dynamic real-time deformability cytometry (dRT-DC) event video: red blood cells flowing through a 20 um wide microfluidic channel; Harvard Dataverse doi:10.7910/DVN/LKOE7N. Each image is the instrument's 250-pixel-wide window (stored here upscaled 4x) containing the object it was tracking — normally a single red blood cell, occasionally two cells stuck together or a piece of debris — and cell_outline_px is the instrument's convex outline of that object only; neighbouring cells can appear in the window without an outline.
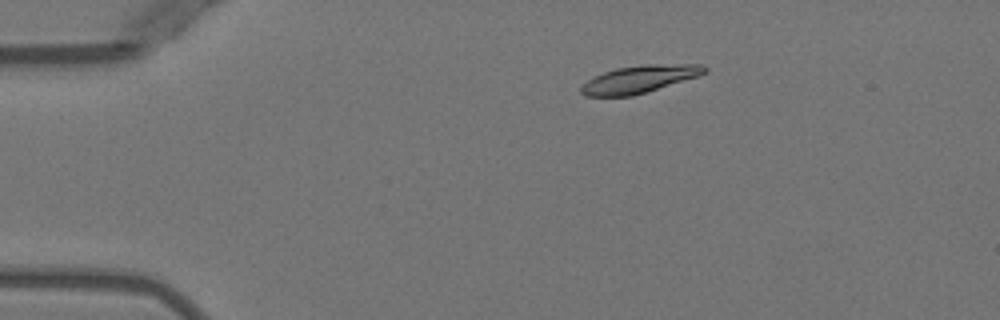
{"species": "Egyptian fruit bat (a non-hibernating species)", "species_latin": "Rousettus aegyptiacus", "temperature_condition": "warm", "stored_images_in_passage": 5, "camera_frame_rate_fps": 3000, "um_per_image_px": 0.085, "animal": {"sex": "female"}, "frame": {"image": 1, "passage_image": 2, "time_ms": 2.0, "image_size_px": [1000, 320], "cell_outline_px": [[708, 68], [704, 72], [696, 76], [632, 96], [584, 96], [580, 92], [580, 88], [588, 80], [604, 72], [616, 68], [644, 64], [704, 64]], "centroid_in_image_um": [54.32, 6.72], "position_along_channel_um": 30.7, "area_um2": 19.36}}
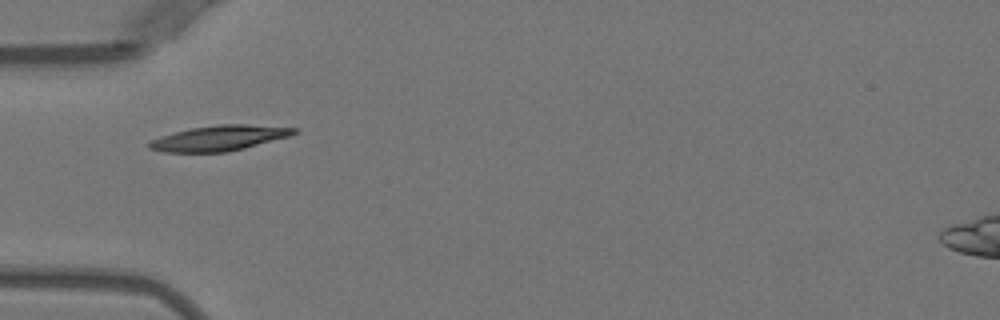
{"frame": {"image": 2, "passage_image": 4, "time_ms": 4.333, "image_size_px": [1000, 320], "cell_outline_px": [[300, 132], [288, 136], [244, 148], [228, 152], [164, 152], [148, 148], [148, 144], [152, 140], [160, 136], [192, 128], [216, 124], [244, 124], [300, 128]], "centroid_in_image_um": [18.66, 11.73], "position_along_channel_um": 66.3, "area_um2": 21.21}}
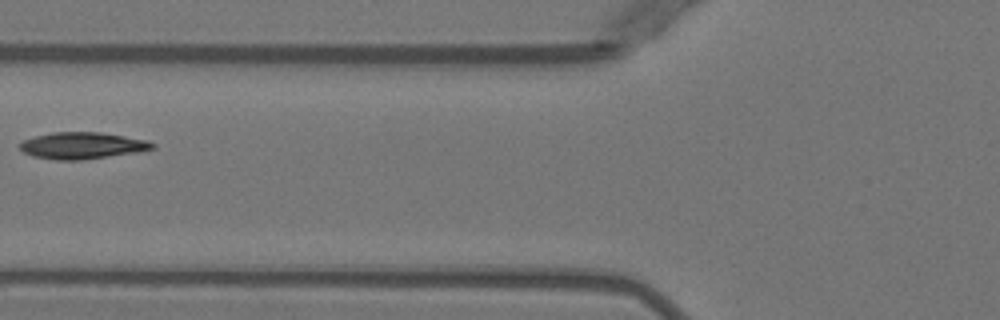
{"frame": {"image": 3, "passage_image": 5, "time_ms": 5.667, "image_size_px": [1000, 320], "cell_outline_px": [[156, 148], [140, 152], [80, 160], [56, 160], [32, 156], [24, 152], [20, 148], [20, 144], [24, 140], [36, 136], [52, 132], [100, 132], [148, 140], [156, 144]], "centroid_in_image_um": [7.04, 12.37], "position_along_channel_um": 118.8, "area_um2": 20.63}}